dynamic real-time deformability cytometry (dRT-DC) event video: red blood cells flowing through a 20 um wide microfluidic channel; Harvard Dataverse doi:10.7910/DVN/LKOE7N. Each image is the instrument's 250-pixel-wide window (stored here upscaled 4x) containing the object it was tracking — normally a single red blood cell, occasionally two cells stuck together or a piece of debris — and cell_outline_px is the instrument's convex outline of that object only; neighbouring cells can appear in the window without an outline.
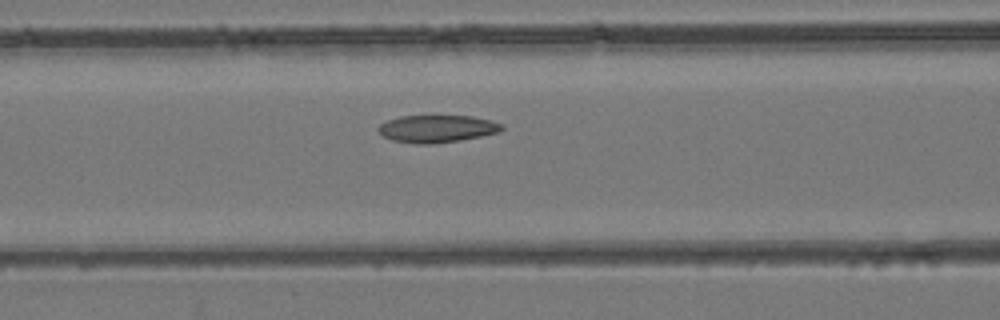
{"species": "common noctule bat (a hibernating species)", "species_latin": "Nyctalus noctula", "temperature_condition": "room temperature", "stored_images_in_passage": 43, "camera_frame_rate_fps": 3000, "um_per_image_px": 0.085, "animal": {"sex": "female", "body_mass_g": 24.6, "forearm_length_mm": 56.2}, "frame": {"image": 1, "passage_image": 16, "time_ms": 5.0, "image_size_px": [1000, 320], "cell_outline_px": [[504, 128], [500, 132], [460, 140], [432, 144], [416, 144], [392, 140], [384, 136], [376, 128], [380, 124], [388, 120], [400, 116], [472, 116], [504, 124]], "centroid_in_image_um": [37.14, 10.94], "position_along_channel_um": 129.5, "area_um2": 19.65}}
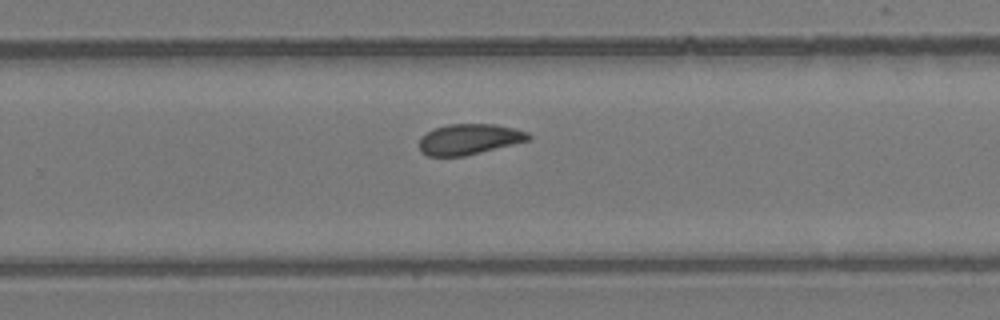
{"frame": {"image": 2, "passage_image": 27, "time_ms": 8.667, "image_size_px": [1000, 320], "cell_outline_px": [[532, 136], [528, 140], [464, 156], [428, 156], [420, 152], [420, 136], [436, 128], [448, 124], [496, 124], [528, 132]], "centroid_in_image_um": [39.85, 11.83], "position_along_channel_um": 289.9, "area_um2": 19.25}}
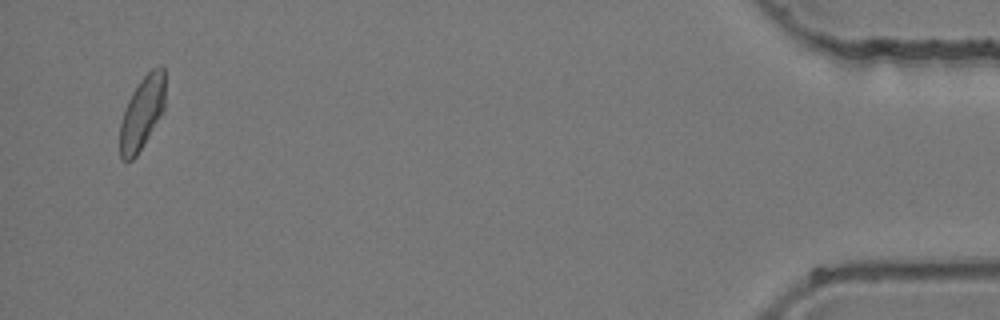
{"frame": {"image": 3, "passage_image": 42, "time_ms": 13.667, "image_size_px": [1000, 320], "cell_outline_px": [[164, 112], [144, 144], [136, 156], [132, 160], [120, 160], [120, 124], [124, 108], [132, 92], [140, 80], [152, 68], [160, 64], [164, 68]], "centroid_in_image_um": [12.07, 9.6], "position_along_channel_um": 423.1, "area_um2": 19.36}}